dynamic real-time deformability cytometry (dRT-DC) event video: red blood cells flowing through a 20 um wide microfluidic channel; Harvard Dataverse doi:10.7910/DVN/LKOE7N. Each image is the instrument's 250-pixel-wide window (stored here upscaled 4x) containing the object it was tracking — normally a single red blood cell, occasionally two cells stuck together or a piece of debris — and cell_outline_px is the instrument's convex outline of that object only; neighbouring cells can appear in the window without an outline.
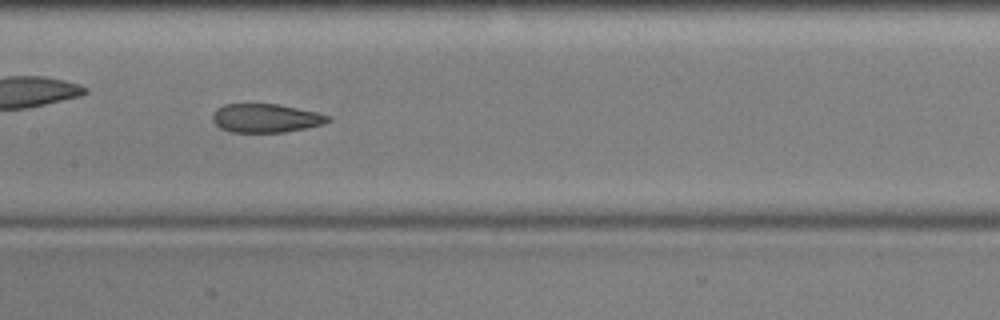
{"species": "common noctule bat (a hibernating species)", "species_latin": "Nyctalus noctula", "temperature_condition": "cold", "stored_images_in_passage": 42, "camera_frame_rate_fps": 3000, "um_per_image_px": 0.085, "animal": {"sex": "male", "body_mass_g": 17.9, "forearm_length_mm": 54.2}, "frame": {"image": 1, "passage_image": 13, "time_ms": 4.0, "image_size_px": [1000, 320], "cell_outline_px": [[332, 120], [324, 124], [284, 132], [232, 132], [220, 128], [212, 120], [212, 116], [216, 108], [224, 104], [276, 104], [316, 112], [332, 116]], "centroid_in_image_um": [22.59, 10.04], "position_along_channel_um": 184.8, "area_um2": 19.25}}
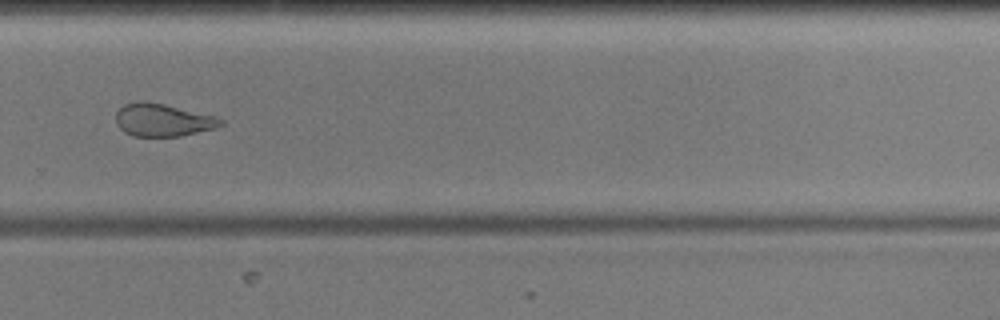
{"frame": {"image": 2, "passage_image": 24, "time_ms": 7.667, "image_size_px": [1000, 320], "cell_outline_px": [[224, 124], [216, 128], [180, 136], [132, 136], [124, 132], [116, 124], [116, 112], [124, 104], [140, 100], [144, 100], [164, 104], [216, 116], [224, 120]], "centroid_in_image_um": [13.83, 10.2], "position_along_channel_um": 316.0, "area_um2": 20.11}, "authors_computed_cell_mechanics": {"area_um2": 21.5016, "velocity_mm_per_s": 3.5877, "shape_relaxation_time_tau1_ms": null, "shape_relaxation_time_tau2_ms": 2.7846, "deformation_change_tau1": null, "deformation_change_tau2": 0.0894}}